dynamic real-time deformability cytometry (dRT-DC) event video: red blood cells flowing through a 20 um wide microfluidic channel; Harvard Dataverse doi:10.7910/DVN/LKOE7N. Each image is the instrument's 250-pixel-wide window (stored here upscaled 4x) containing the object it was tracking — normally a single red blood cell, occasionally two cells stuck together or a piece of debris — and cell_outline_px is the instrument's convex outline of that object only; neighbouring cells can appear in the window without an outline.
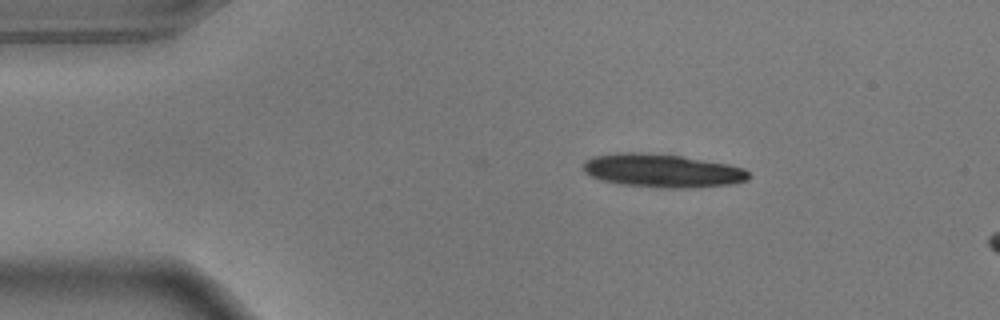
{"species": "common noctule bat (a hibernating species)", "species_latin": "Nyctalus noctula", "temperature_condition": "warm", "stored_images_in_passage": 6, "camera_frame_rate_fps": 3000, "um_per_image_px": 0.085, "animal": {"sex": "male", "body_mass_g": 17.9}, "frame": {"image": 1, "passage_image": 1, "time_ms": 0.0, "image_size_px": [1000, 320], "cell_outline_px": [[748, 180], [732, 184], [688, 188], [660, 188], [620, 184], [600, 180], [584, 172], [584, 160], [592, 156], [616, 152], [640, 152], [680, 156], [728, 164], [744, 168], [748, 172]], "centroid_in_image_um": [56.26, 14.51], "position_along_channel_um": 28.7, "area_um2": 32.31}}